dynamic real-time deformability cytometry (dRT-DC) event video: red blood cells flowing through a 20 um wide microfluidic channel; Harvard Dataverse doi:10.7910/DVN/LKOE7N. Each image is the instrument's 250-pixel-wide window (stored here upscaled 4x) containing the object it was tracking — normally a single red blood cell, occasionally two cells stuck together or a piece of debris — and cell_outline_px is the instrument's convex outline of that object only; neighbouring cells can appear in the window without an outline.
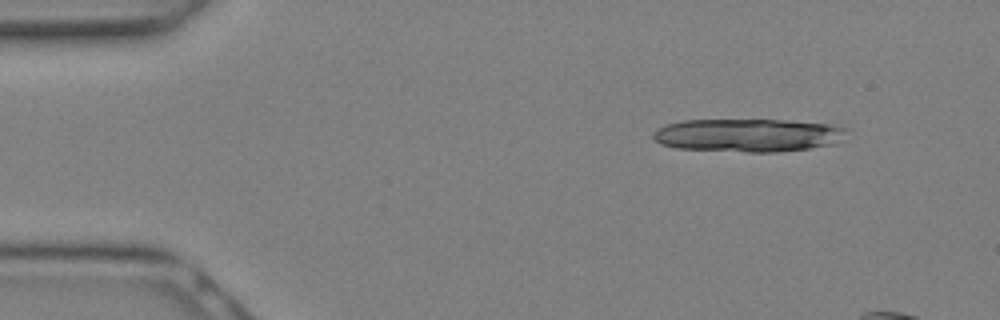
{"species": "Egyptian fruit bat (a non-hibernating species)", "species_latin": "Rousettus aegyptiacus", "temperature_condition": "warm", "stored_images_in_passage": 6, "camera_frame_rate_fps": 3000, "um_per_image_px": 0.085, "animal": {"sex": "female"}, "frame": {"image": 1, "passage_image": 1, "time_ms": 0.0, "image_size_px": [1000, 320], "cell_outline_px": [[848, 128], [844, 140], [832, 144], [808, 148], [776, 152], [744, 152], [676, 148], [660, 144], [652, 136], [652, 132], [656, 128], [664, 124], [684, 120], [788, 120], [828, 124]], "centroid_in_image_um": [63.57, 11.49], "position_along_channel_um": 21.4, "area_um2": 37.69}}